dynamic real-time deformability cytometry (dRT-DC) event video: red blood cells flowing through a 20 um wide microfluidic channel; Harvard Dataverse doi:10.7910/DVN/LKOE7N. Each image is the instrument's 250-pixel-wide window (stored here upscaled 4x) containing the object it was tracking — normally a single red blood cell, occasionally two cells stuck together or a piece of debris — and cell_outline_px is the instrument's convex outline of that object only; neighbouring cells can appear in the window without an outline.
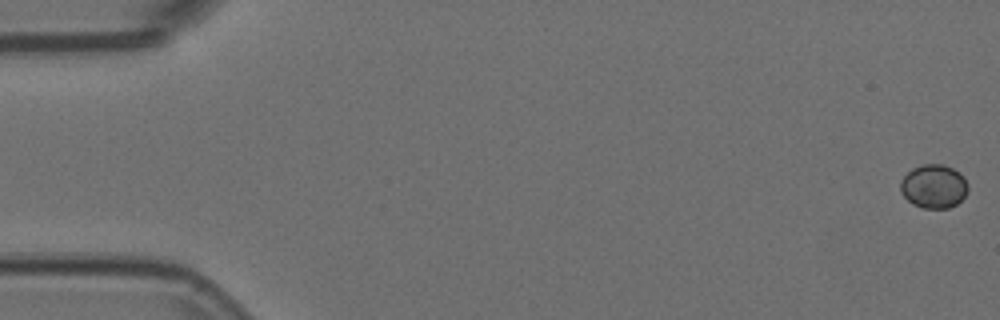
{"species": "Egyptian fruit bat (a non-hibernating species)", "species_latin": "Rousettus aegyptiacus", "temperature_condition": "room temperature", "stored_images_in_passage": 56, "camera_frame_rate_fps": 3000, "um_per_image_px": 0.085, "animal": {"sex": "female"}, "frame": {"image": 1, "passage_image": 1, "time_ms": 0.0, "image_size_px": [1000, 320], "cell_outline_px": [[968, 192], [956, 204], [948, 208], [924, 208], [912, 204], [900, 192], [900, 180], [912, 168], [924, 164], [944, 164], [960, 172], [964, 176], [968, 184]], "centroid_in_image_um": [79.37, 15.83], "position_along_channel_um": 5.6, "area_um2": 17.34}}
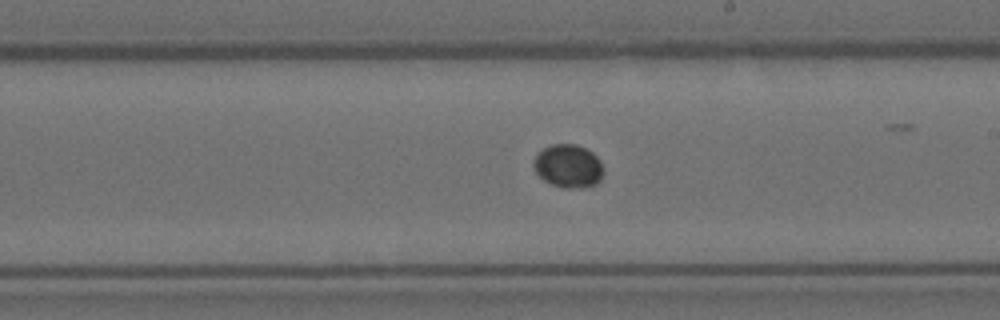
{"frame": {"image": 2, "passage_image": 32, "time_ms": 10.333, "image_size_px": [1000, 320], "cell_outline_px": [[604, 172], [600, 180], [596, 184], [584, 188], [564, 188], [552, 184], [544, 180], [532, 168], [532, 160], [536, 152], [552, 144], [576, 144], [592, 152], [600, 160], [604, 168]], "centroid_in_image_um": [48.29, 14.11], "position_along_channel_um": 240.7, "area_um2": 17.92}}
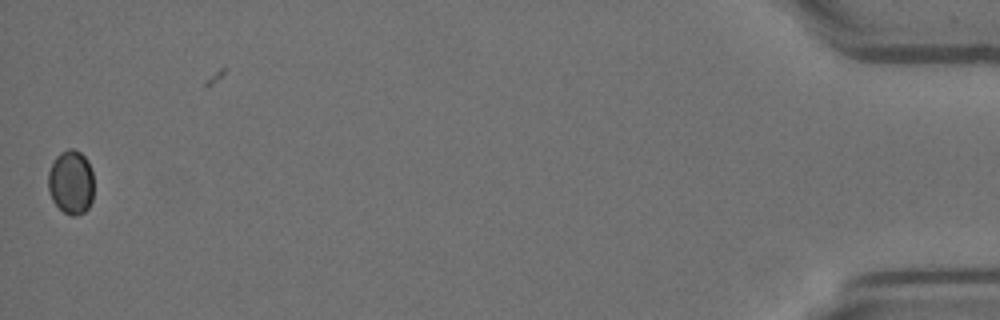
{"frame": {"image": 3, "passage_image": 55, "time_ms": 18.0, "image_size_px": [1000, 320], "cell_outline_px": [[92, 200], [88, 208], [84, 212], [76, 216], [72, 216], [64, 212], [52, 200], [48, 188], [48, 172], [56, 156], [60, 152], [68, 148], [72, 148], [80, 152], [88, 160], [92, 172]], "centroid_in_image_um": [6.03, 15.48], "position_along_channel_um": 429.2, "area_um2": 17.05}, "authors_computed_cell_mechanics": {"area_um2": 17.1666, "velocity_mm_per_s": 3.7255, "shape_relaxation_time_tau1_ms": 0.6972, "shape_relaxation_time_tau2_ms": null, "deformation_change_tau1": 0.018, "deformation_change_tau2": null}}